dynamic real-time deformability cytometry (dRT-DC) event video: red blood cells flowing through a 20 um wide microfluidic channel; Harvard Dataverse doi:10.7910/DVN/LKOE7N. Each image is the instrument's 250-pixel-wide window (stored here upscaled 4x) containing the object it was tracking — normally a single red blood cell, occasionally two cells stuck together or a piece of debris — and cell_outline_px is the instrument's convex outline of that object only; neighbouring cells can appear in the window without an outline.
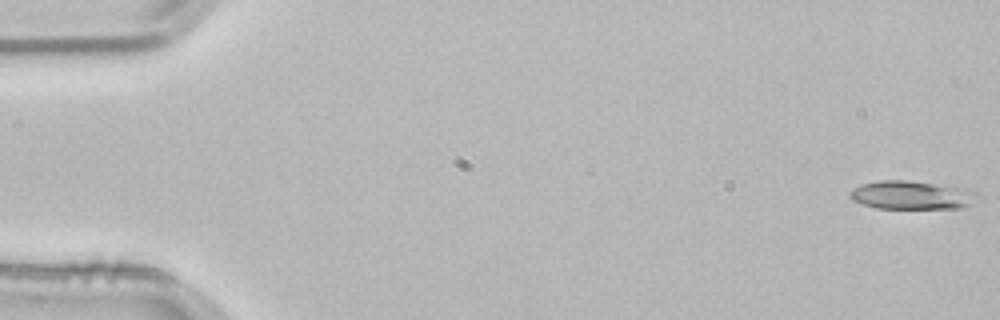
{"species": "common noctule bat (a hibernating species)", "species_latin": "Nyctalus noctula", "temperature_condition": "room temperature", "stored_images_in_passage": 54, "segment_of_instrument_passage": [1, 2], "camera_frame_rate_fps": 3000, "um_per_image_px": 0.085, "animal": {"sex": "male", "body_mass_g": 21.5, "forearm_length_mm": 52.0}, "frame": {"image": 1, "passage_image": 1, "time_ms": 0.0, "image_size_px": [1000, 320], "cell_outline_px": [[984, 200], [964, 208], [876, 208], [852, 200], [848, 196], [848, 192], [852, 188], [860, 184], [880, 180], [912, 180], [968, 188], [980, 192], [984, 196]], "centroid_in_image_um": [77.65, 16.57], "position_along_channel_um": 7.3, "area_um2": 22.14}}
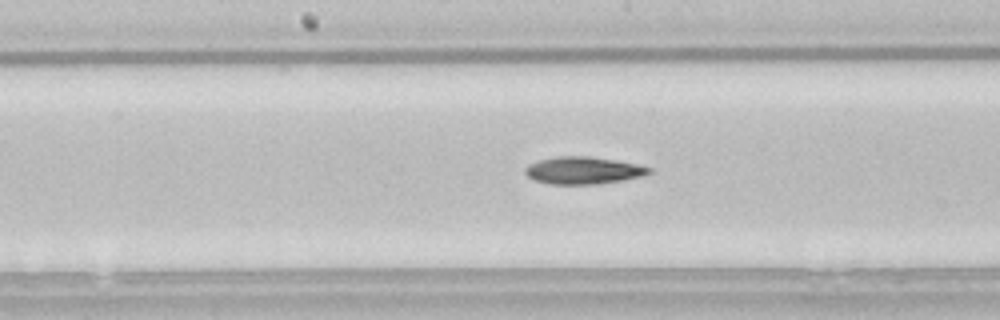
{"frame": {"image": 2, "passage_image": 27, "time_ms": 8.667, "image_size_px": [1000, 320], "cell_outline_px": [[652, 172], [640, 176], [624, 180], [596, 184], [552, 184], [536, 180], [528, 176], [524, 172], [524, 168], [528, 164], [540, 160], [556, 156], [588, 156], [636, 164], [652, 168]], "centroid_in_image_um": [49.55, 14.48], "position_along_channel_um": 198.6, "area_um2": 19.48}}
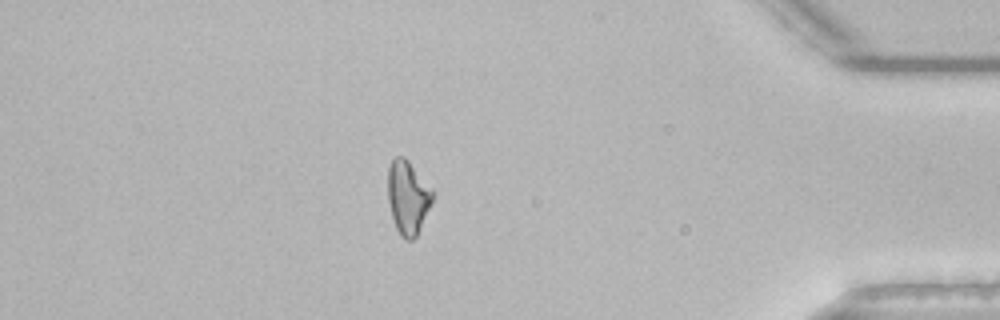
{"frame": {"image": 3, "passage_image": 46, "time_ms": 15.0, "image_size_px": [1000, 320], "cell_outline_px": [[432, 200], [416, 236], [412, 240], [404, 240], [400, 236], [396, 228], [392, 216], [388, 200], [388, 168], [392, 160], [396, 156], [404, 156], [408, 160], [432, 188]], "centroid_in_image_um": [34.64, 16.76], "position_along_channel_um": 400.6, "area_um2": 18.9}}